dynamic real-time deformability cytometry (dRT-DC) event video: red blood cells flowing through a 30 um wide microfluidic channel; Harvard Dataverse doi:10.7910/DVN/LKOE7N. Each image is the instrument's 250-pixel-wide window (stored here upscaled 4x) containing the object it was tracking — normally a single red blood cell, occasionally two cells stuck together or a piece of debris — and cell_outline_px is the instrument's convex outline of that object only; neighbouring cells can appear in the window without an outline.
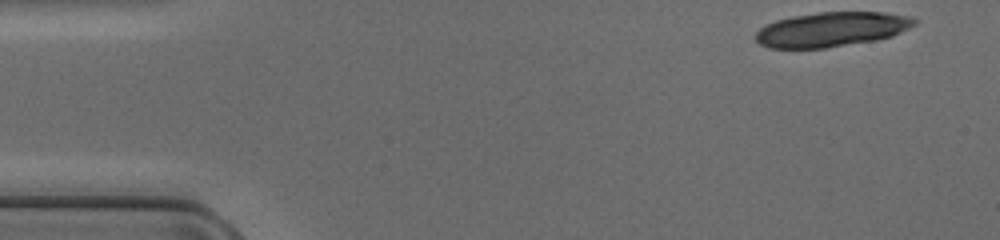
{"species": "common noctule bat (a hibernating species)", "species_latin": "Nyctalus noctula", "temperature_condition": "cold", "stored_images_in_passage": 14, "camera_frame_rate_fps": 3000, "um_per_image_px": 0.085, "animal": {"sex": "female", "body_mass_g": 17.0, "forearm_length_mm": 48.0}, "frame": {"image": 1, "passage_image": 1, "time_ms": 0.0, "image_size_px": [1000, 240], "cell_outline_px": [[916, 24], [892, 36], [876, 40], [824, 48], [768, 48], [760, 44], [752, 36], [764, 24], [776, 20], [792, 16], [816, 12], [888, 12], [912, 16], [916, 20]], "centroid_in_image_um": [70.66, 2.49], "position_along_channel_um": 14.3, "area_um2": 32.31}}